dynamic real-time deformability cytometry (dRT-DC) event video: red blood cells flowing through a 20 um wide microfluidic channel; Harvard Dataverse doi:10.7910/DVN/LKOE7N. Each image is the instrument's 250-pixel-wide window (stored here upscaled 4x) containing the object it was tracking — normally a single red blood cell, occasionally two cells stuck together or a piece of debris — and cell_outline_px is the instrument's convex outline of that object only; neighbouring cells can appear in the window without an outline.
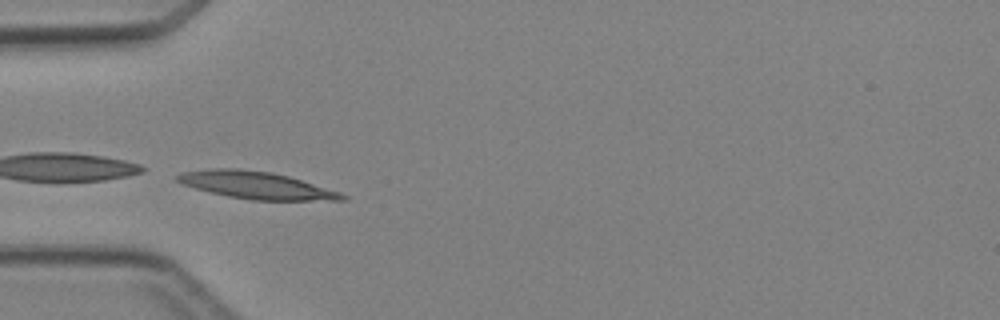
{"species": "Egyptian fruit bat (a non-hibernating species)", "species_latin": "Rousettus aegyptiacus", "temperature_condition": "cold", "stored_images_in_passage": 4, "camera_frame_rate_fps": 3000, "um_per_image_px": 0.085, "animal": {"sex": "female"}, "frame": {"image": 1, "passage_image": 3, "time_ms": 2.333, "image_size_px": [1000, 320], "cell_outline_px": [[348, 200], [252, 200], [228, 196], [180, 184], [176, 180], [176, 176], [180, 172], [208, 168], [240, 168], [272, 172], [288, 176], [340, 192], [348, 196]], "centroid_in_image_um": [21.75, 15.73], "position_along_channel_um": 63.3, "area_um2": 26.18}}
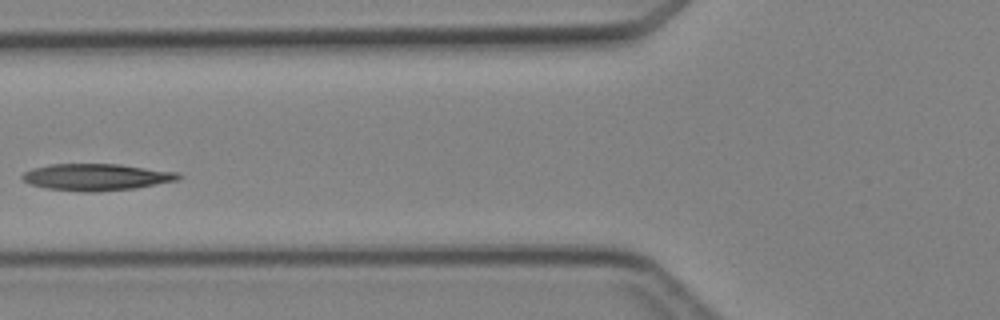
{"frame": {"image": 2, "passage_image": 4, "time_ms": 3.667, "image_size_px": [1000, 320], "cell_outline_px": [[184, 176], [176, 180], [136, 188], [96, 192], [84, 192], [48, 188], [32, 184], [24, 180], [20, 176], [24, 172], [32, 168], [52, 164], [120, 164], [180, 172]], "centroid_in_image_um": [8.24, 15.04], "position_along_channel_um": 117.6, "area_um2": 24.33}}